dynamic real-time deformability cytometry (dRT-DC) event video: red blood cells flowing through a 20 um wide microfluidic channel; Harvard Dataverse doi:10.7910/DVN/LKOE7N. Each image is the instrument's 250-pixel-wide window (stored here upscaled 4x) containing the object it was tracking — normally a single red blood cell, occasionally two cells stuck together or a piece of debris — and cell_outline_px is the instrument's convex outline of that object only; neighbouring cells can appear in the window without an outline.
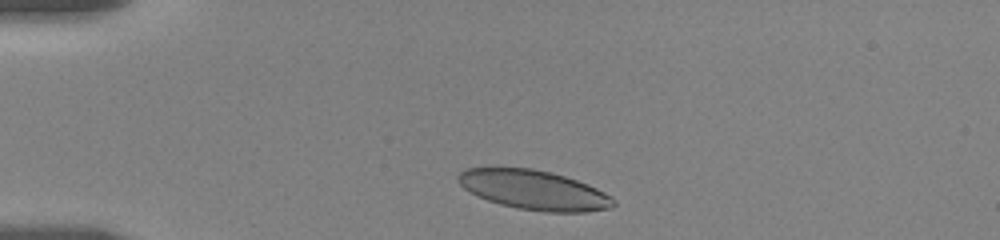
{"species": "human", "species_latin": "Homo sapiens", "temperature_condition": "room temperature", "stored_images_in_passage": 56, "camera_frame_rate_fps": 3000, "um_per_image_px": 0.085, "donor": {"sex": "female"}, "frame": {"image": 1, "passage_image": 2, "time_ms": 0.333, "image_size_px": [1000, 240], "cell_outline_px": [[616, 204], [612, 208], [584, 212], [544, 212], [516, 208], [500, 204], [476, 196], [464, 188], [460, 184], [456, 176], [460, 172], [468, 168], [532, 168], [552, 172], [588, 184], [612, 196], [616, 200]], "centroid_in_image_um": [45.41, 16.16], "position_along_channel_um": 39.6, "area_um2": 35.84}}
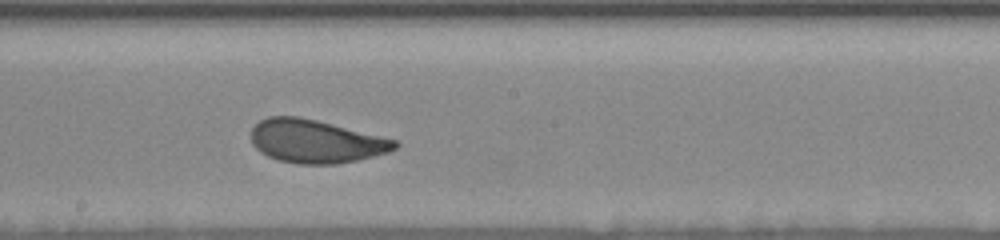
{"frame": {"image": 2, "passage_image": 26, "time_ms": 6.667, "image_size_px": [1000, 240], "cell_outline_px": [[400, 144], [396, 148], [388, 152], [356, 160], [336, 164], [300, 164], [280, 160], [268, 156], [260, 152], [252, 144], [252, 128], [260, 120], [268, 116], [300, 116], [396, 140]], "centroid_in_image_um": [26.81, 12.01], "position_along_channel_um": 221.4, "area_um2": 35.89}}
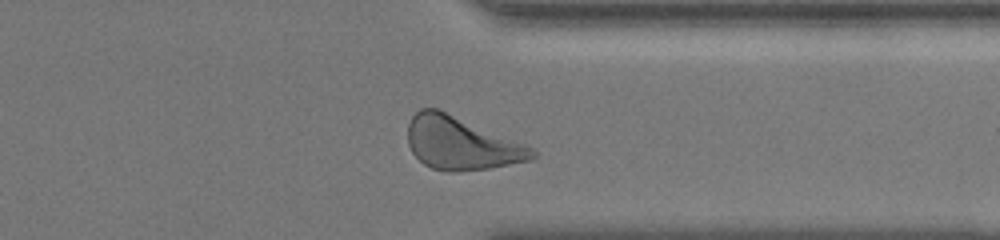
{"frame": {"image": 3, "passage_image": 50, "time_ms": 11.0, "image_size_px": [1000, 240], "cell_outline_px": [[536, 156], [532, 160], [488, 168], [456, 172], [448, 172], [432, 168], [424, 164], [412, 152], [408, 144], [408, 124], [412, 116], [420, 108], [436, 108], [524, 144], [532, 148], [536, 152]], "centroid_in_image_um": [39.17, 12.19], "position_along_channel_um": 372.2, "area_um2": 37.86}, "authors_computed_cell_mechanics": {"area_um2": 36.125, "velocity_mm_per_s": 3.4828, "shape_relaxation_time_tau1_ms": 3.2315, "shape_relaxation_time_tau2_ms": 0.8321, "deformation_change_tau1": 0.1137, "deformation_change_tau2": 0.0721}}